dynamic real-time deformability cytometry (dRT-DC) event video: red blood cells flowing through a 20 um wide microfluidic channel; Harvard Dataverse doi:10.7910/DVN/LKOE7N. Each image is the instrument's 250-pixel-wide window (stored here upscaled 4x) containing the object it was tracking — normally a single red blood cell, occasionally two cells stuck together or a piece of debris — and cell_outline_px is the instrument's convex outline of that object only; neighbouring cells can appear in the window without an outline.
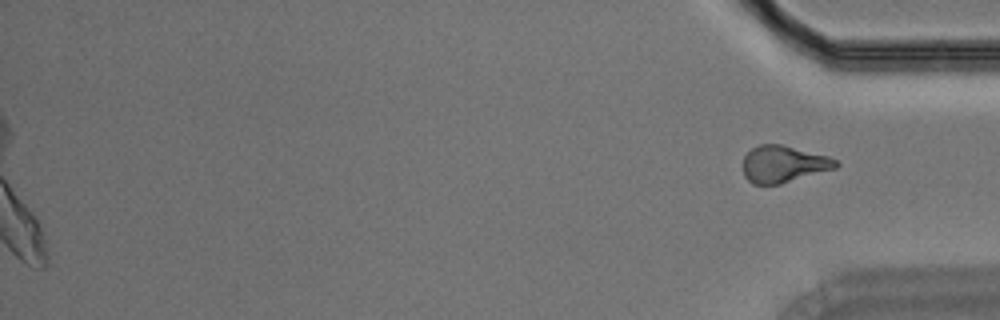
{"species": "Egyptian fruit bat (a non-hibernating species)", "species_latin": "Rousettus aegyptiacus", "temperature_condition": "room temperature", "stored_images_in_passage": 37, "camera_frame_rate_fps": 3000, "um_per_image_px": 0.085, "animal": {"sex": "male"}, "frame": {"image": 1, "passage_image": 37, "time_ms": 12.0, "image_size_px": [1000, 320], "cell_outline_px": [[840, 164], [836, 168], [780, 184], [752, 184], [744, 176], [744, 156], [752, 148], [760, 144], [780, 144], [828, 156], [836, 160]], "centroid_in_image_um": [66.59, 13.95], "position_along_channel_um": 368.6, "area_um2": 19.77}}